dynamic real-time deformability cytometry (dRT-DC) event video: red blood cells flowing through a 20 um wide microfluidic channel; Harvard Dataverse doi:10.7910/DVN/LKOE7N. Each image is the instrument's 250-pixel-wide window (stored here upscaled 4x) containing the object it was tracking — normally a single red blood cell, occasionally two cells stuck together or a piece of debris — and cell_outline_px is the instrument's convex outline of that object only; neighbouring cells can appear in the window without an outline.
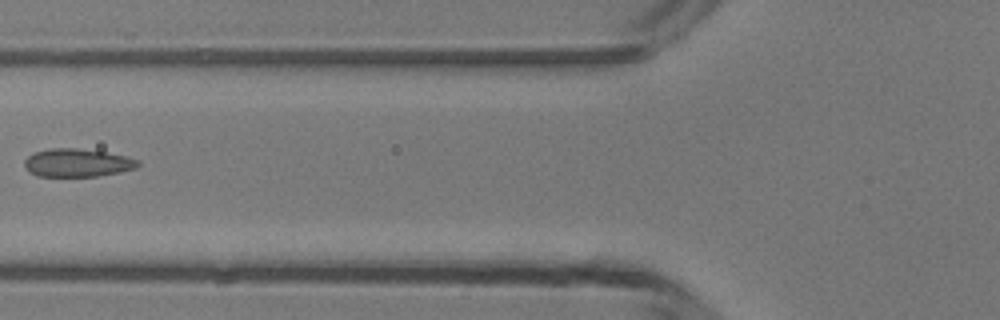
{"species": "common noctule bat (a hibernating species)", "species_latin": "Nyctalus noctula", "temperature_condition": "room temperature", "stored_images_in_passage": 5, "camera_frame_rate_fps": 3000, "um_per_image_px": 0.085, "animal": {"sex": "male", "body_mass_g": 13.3}, "frame": {"image": 1, "passage_image": 5, "time_ms": 4.667, "image_size_px": [1000, 320], "cell_outline_px": [[140, 164], [136, 168], [120, 172], [96, 176], [36, 176], [24, 164], [24, 160], [32, 152], [52, 148], [76, 148], [104, 152], [128, 156], [140, 160]], "centroid_in_image_um": [6.6, 13.83], "position_along_channel_um": 119.2, "area_um2": 18.55}}